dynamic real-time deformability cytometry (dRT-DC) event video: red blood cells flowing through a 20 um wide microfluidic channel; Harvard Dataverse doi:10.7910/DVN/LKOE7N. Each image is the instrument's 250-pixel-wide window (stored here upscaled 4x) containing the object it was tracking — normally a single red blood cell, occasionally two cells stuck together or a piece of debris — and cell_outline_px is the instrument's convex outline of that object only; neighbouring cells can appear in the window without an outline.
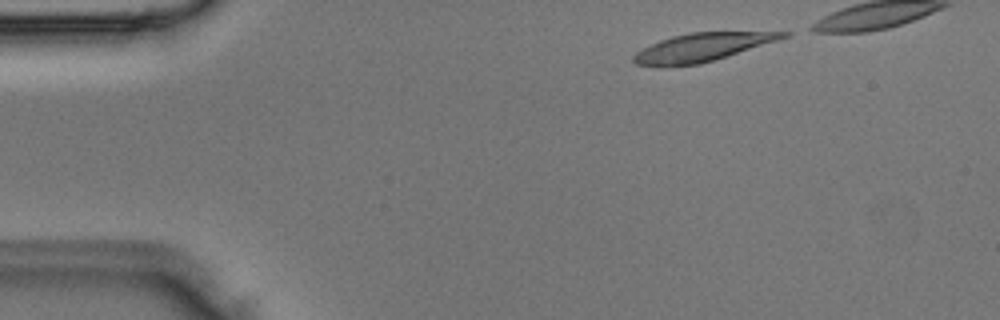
{"species": "Egyptian fruit bat (a non-hibernating species)", "species_latin": "Rousettus aegyptiacus", "temperature_condition": "room temperature", "stored_images_in_passage": 34, "camera_frame_rate_fps": 3000, "um_per_image_px": 0.085, "animal": {"sex": "male"}, "frame": {"image": 1, "passage_image": 1, "time_ms": 0.0, "image_size_px": [1000, 320], "cell_outline_px": [[792, 32], [788, 36], [776, 40], [700, 64], [660, 68], [636, 64], [632, 60], [632, 56], [636, 52], [660, 40], [672, 36], [692, 32]], "centroid_in_image_um": [59.55, 4.04], "position_along_channel_um": 25.4, "area_um2": 24.28}}
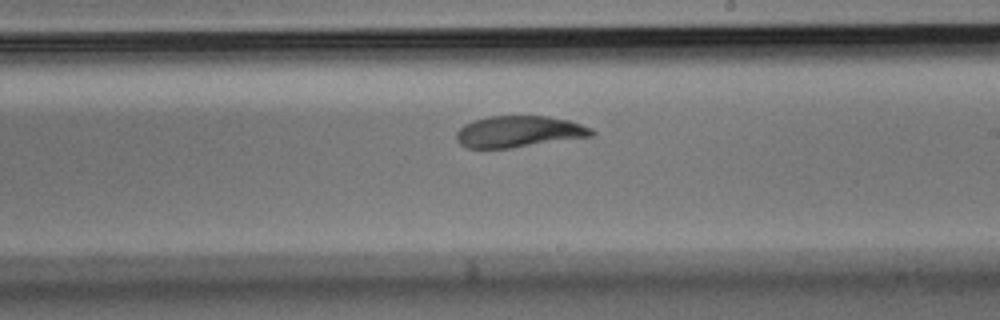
{"frame": {"image": 2, "passage_image": 22, "time_ms": 7.0, "image_size_px": [1000, 320], "cell_outline_px": [[596, 132], [592, 136], [512, 148], [468, 148], [460, 144], [456, 140], [456, 132], [464, 124], [472, 120], [488, 116], [548, 116], [568, 120], [592, 128]], "centroid_in_image_um": [44.09, 11.18], "position_along_channel_um": 244.9, "area_um2": 24.85}}
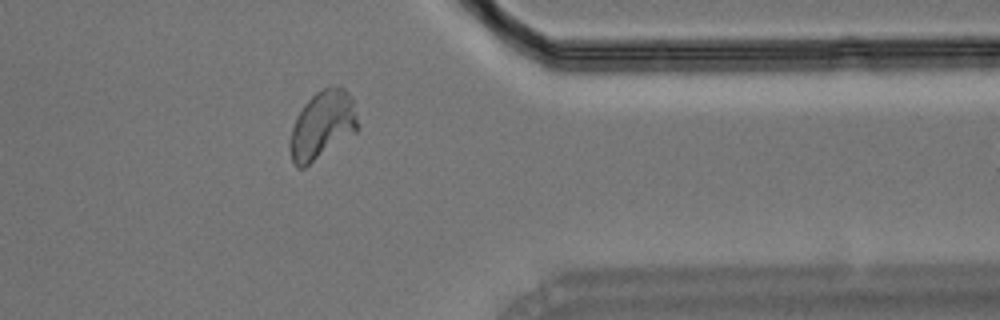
{"frame": {"image": 3, "passage_image": 33, "time_ms": 10.667, "image_size_px": [1000, 320], "cell_outline_px": [[356, 132], [304, 168], [296, 168], [292, 160], [288, 148], [288, 144], [292, 128], [296, 116], [304, 104], [316, 92], [324, 88], [344, 88], [352, 96], [356, 112]], "centroid_in_image_um": [27.35, 10.66], "position_along_channel_um": 384.0, "area_um2": 26.7}}